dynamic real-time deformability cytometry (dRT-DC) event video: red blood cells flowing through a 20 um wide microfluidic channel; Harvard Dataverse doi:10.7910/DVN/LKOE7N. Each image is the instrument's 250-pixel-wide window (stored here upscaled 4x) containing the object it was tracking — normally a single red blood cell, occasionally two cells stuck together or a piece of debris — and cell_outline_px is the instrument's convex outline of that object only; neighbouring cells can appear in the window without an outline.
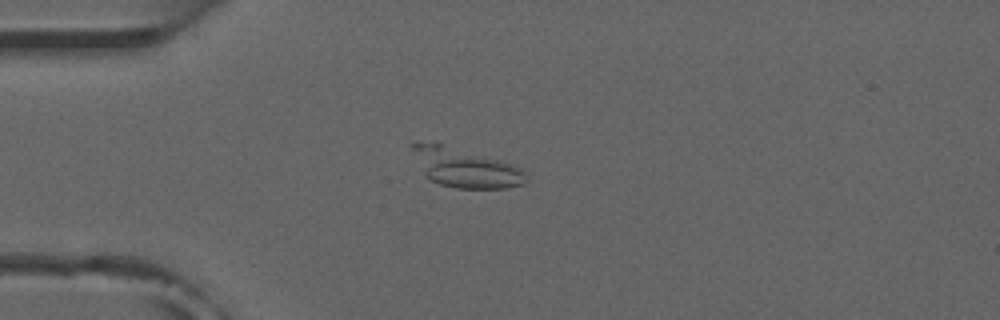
{"species": "common noctule bat (a hibernating species)", "species_latin": "Nyctalus noctula", "temperature_condition": "room temperature", "stored_images_in_passage": 7, "camera_frame_rate_fps": 3000, "um_per_image_px": 0.085, "animal": {"sex": "male", "forearm_length_mm": 52.5}, "frame": {"image": 1, "passage_image": 5, "time_ms": 4.667, "image_size_px": [1000, 320], "cell_outline_px": [[528, 180], [524, 184], [504, 188], [456, 188], [440, 184], [432, 180], [424, 172], [408, 144], [416, 140], [436, 140], [524, 168]], "centroid_in_image_um": [39.51, 14.19], "position_along_channel_um": 45.5, "area_um2": 26.41}}
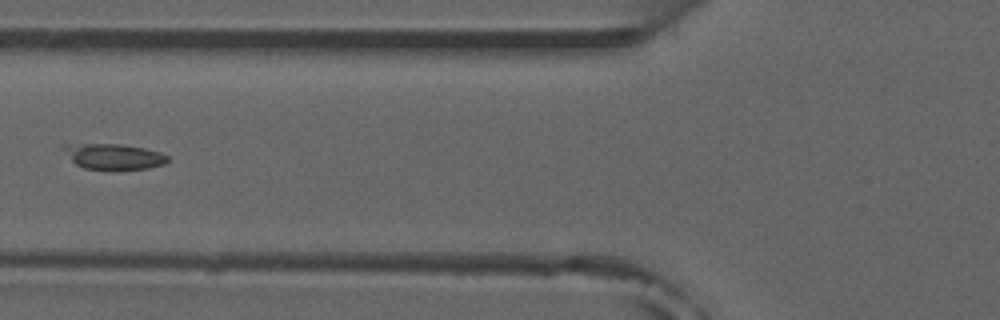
{"frame": {"image": 2, "passage_image": 7, "time_ms": 7.0, "image_size_px": [1000, 320], "cell_outline_px": [[168, 160], [164, 164], [148, 168], [84, 168], [76, 164], [72, 160], [60, 144], [120, 144], [144, 148], [160, 152], [168, 156]], "centroid_in_image_um": [9.67, 13.27], "position_along_channel_um": 116.1, "area_um2": 15.03}}